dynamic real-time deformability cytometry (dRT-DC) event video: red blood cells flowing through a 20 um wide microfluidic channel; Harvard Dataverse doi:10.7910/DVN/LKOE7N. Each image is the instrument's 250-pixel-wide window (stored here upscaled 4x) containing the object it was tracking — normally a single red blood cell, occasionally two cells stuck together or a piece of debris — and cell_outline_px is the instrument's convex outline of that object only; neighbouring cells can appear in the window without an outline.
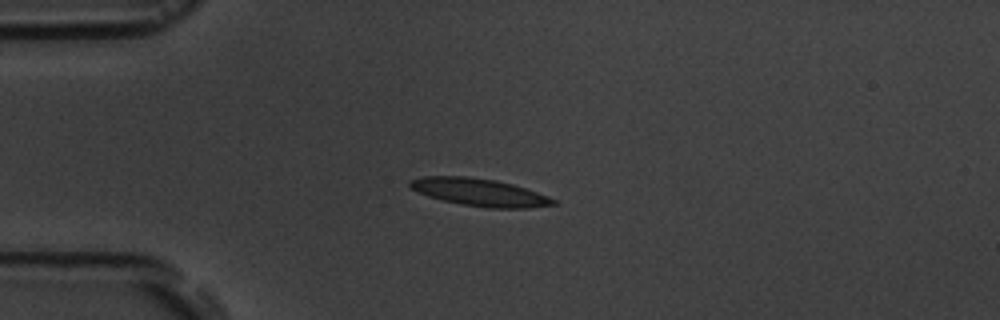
{"species": "common noctule bat (a hibernating species)", "species_latin": "Nyctalus noctula", "temperature_condition": "room temperature", "stored_images_in_passage": 5, "camera_frame_rate_fps": 3000, "um_per_image_px": 0.085, "animal": {"sex": "male", "body_mass_g": 19.5, "forearm_length_mm": 54.6}, "frame": {"image": 1, "passage_image": 3, "time_ms": 3.0, "image_size_px": [1000, 320], "cell_outline_px": [[560, 204], [528, 208], [488, 208], [464, 204], [444, 200], [428, 196], [416, 192], [408, 184], [408, 180], [424, 176], [464, 176], [496, 180], [512, 184], [548, 196], [556, 200]], "centroid_in_image_um": [40.76, 16.34], "position_along_channel_um": 44.2, "area_um2": 22.89}}
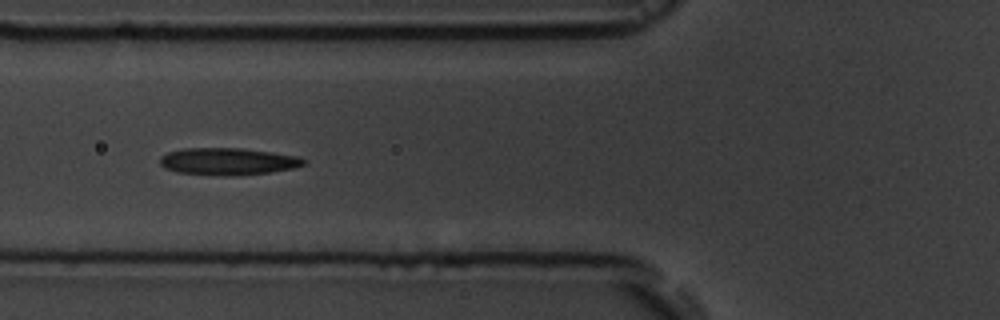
{"frame": {"image": 2, "passage_image": 5, "time_ms": 5.333, "image_size_px": [1000, 320], "cell_outline_px": [[308, 160], [304, 164], [292, 168], [268, 172], [232, 176], [220, 176], [176, 172], [164, 168], [160, 164], [160, 156], [168, 152], [184, 148], [240, 148], [272, 152], [300, 156]], "centroid_in_image_um": [19.36, 13.72], "position_along_channel_um": 106.4, "area_um2": 22.83}}